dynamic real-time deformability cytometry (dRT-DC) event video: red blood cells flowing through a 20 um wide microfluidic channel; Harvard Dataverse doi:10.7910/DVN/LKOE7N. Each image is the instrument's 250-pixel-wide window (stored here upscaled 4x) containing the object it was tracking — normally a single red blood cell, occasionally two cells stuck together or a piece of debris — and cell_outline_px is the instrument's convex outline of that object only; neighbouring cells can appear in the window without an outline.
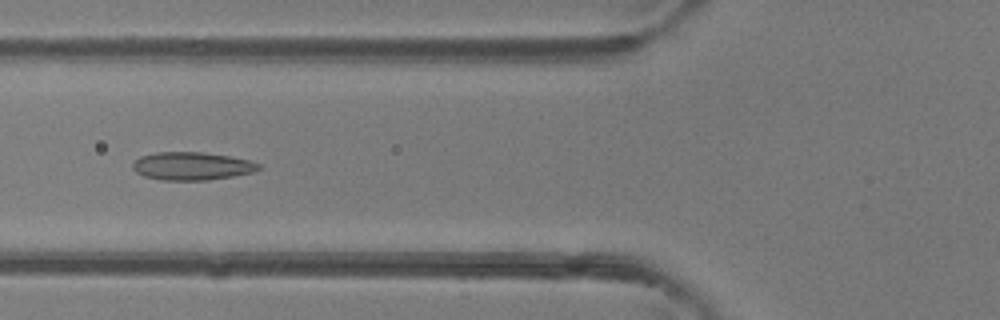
{"species": "common noctule bat (a hibernating species)", "species_latin": "Nyctalus noctula", "temperature_condition": "room temperature", "stored_images_in_passage": 46, "camera_frame_rate_fps": 3000, "um_per_image_px": 0.085, "animal": {"sex": "female"}, "frame": {"image": 1, "passage_image": 17, "time_ms": 5.333, "image_size_px": [1000, 320], "cell_outline_px": [[260, 168], [252, 172], [232, 176], [208, 180], [160, 180], [144, 176], [136, 172], [132, 168], [132, 164], [140, 156], [156, 152], [200, 152], [228, 156], [248, 160], [260, 164]], "centroid_in_image_um": [16.27, 14.12], "position_along_channel_um": 109.5, "area_um2": 20.4}}
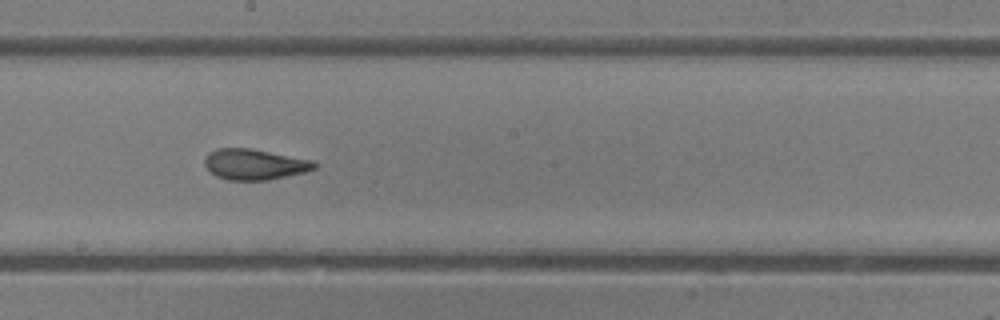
{"frame": {"image": 2, "passage_image": 25, "time_ms": 8.0, "image_size_px": [1000, 320], "cell_outline_px": [[316, 168], [304, 172], [268, 180], [228, 180], [216, 176], [204, 164], [204, 160], [208, 152], [216, 148], [252, 148], [316, 160]], "centroid_in_image_um": [21.66, 13.95], "position_along_channel_um": 226.5, "area_um2": 19.83}}
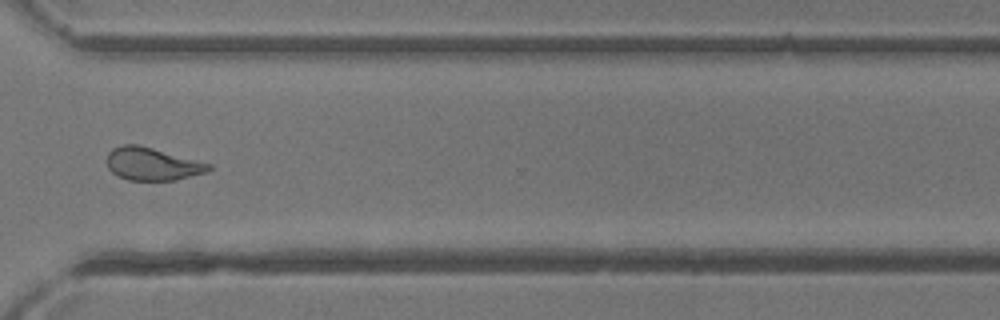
{"frame": {"image": 3, "passage_image": 34, "time_ms": 11.0, "image_size_px": [1000, 320], "cell_outline_px": [[212, 168], [208, 172], [176, 180], [128, 180], [116, 176], [108, 168], [108, 152], [112, 148], [124, 144], [140, 144], [212, 164]], "centroid_in_image_um": [12.96, 13.93], "position_along_channel_um": 357.6, "area_um2": 19.65}, "authors_computed_cell_mechanics": {"area_um2": 20.7502, "velocity_mm_per_s": 4.3839, "shape_relaxation_time_tau1_ms": 9.9863, "shape_relaxation_time_tau2_ms": 1.2841, "deformation_change_tau1": 0.2446, "deformation_change_tau2": 0.0749}}